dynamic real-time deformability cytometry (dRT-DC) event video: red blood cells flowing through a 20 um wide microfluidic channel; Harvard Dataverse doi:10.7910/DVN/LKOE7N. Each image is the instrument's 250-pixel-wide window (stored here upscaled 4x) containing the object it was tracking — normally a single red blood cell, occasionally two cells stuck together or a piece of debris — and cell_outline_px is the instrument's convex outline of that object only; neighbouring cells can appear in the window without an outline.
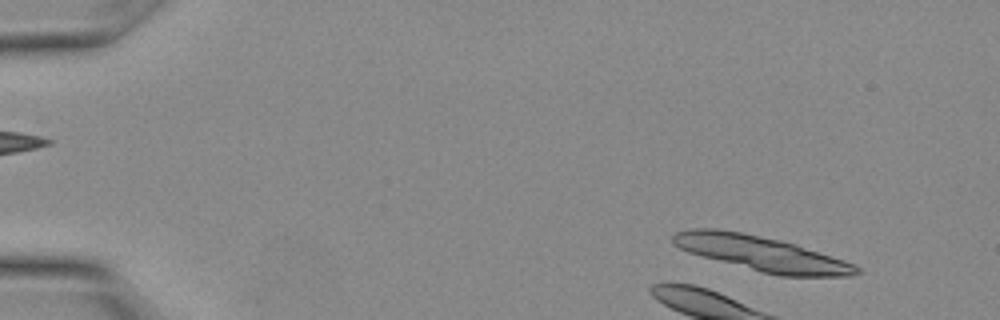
{"species": "Egyptian fruit bat (a non-hibernating species)", "species_latin": "Rousettus aegyptiacus", "temperature_condition": "warm", "stored_images_in_passage": 10, "camera_frame_rate_fps": 3000, "um_per_image_px": 0.085, "animal": {"sex": "female"}, "frame": {"image": 1, "passage_image": 2, "time_ms": 0.333, "image_size_px": [1000, 320], "cell_outline_px": [[860, 272], [852, 276], [780, 276], [760, 272], [688, 252], [672, 244], [672, 236], [676, 232], [692, 228], [716, 228], [740, 232], [780, 240], [796, 244], [844, 260], [860, 268]], "centroid_in_image_um": [64.71, 21.54], "position_along_channel_um": 20.3, "area_um2": 37.11}}